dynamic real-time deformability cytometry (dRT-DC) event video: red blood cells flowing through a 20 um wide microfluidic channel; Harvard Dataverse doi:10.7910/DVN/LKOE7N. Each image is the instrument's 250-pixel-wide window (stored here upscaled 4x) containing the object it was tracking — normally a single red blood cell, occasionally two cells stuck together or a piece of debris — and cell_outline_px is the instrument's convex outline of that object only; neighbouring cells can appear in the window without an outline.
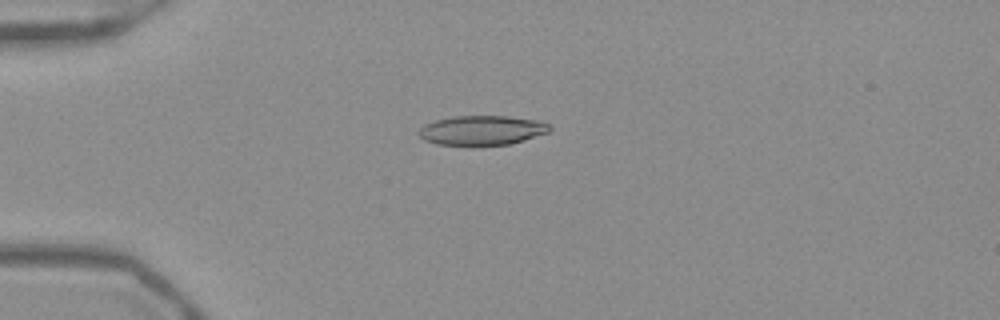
{"species": "Egyptian fruit bat (a non-hibernating species)", "species_latin": "Rousettus aegyptiacus", "temperature_condition": "warm", "stored_images_in_passage": 40, "camera_frame_rate_fps": 3000, "um_per_image_px": 0.085, "frame": {"image": 1, "passage_image": 2, "time_ms": 0.333, "image_size_px": [1000, 320], "cell_outline_px": [[552, 128], [548, 132], [524, 140], [508, 144], [436, 144], [424, 140], [416, 132], [424, 124], [436, 120], [452, 116], [508, 116], [544, 120], [552, 124]], "centroid_in_image_um": [41.01, 11.04], "position_along_channel_um": 44.0, "area_um2": 22.54}}
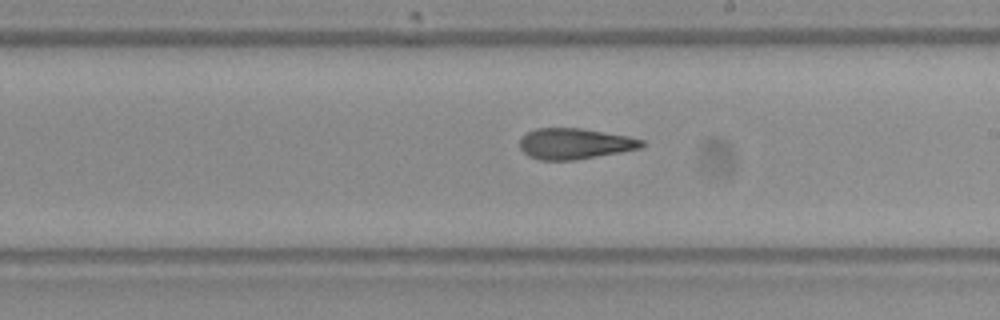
{"frame": {"image": 2, "passage_image": 19, "time_ms": 6.0, "image_size_px": [1000, 320], "cell_outline_px": [[644, 144], [640, 148], [620, 152], [576, 160], [540, 160], [528, 156], [520, 148], [520, 140], [528, 132], [536, 128], [580, 128], [628, 136], [644, 140]], "centroid_in_image_um": [48.85, 12.22], "position_along_channel_um": 240.2, "area_um2": 21.79}}
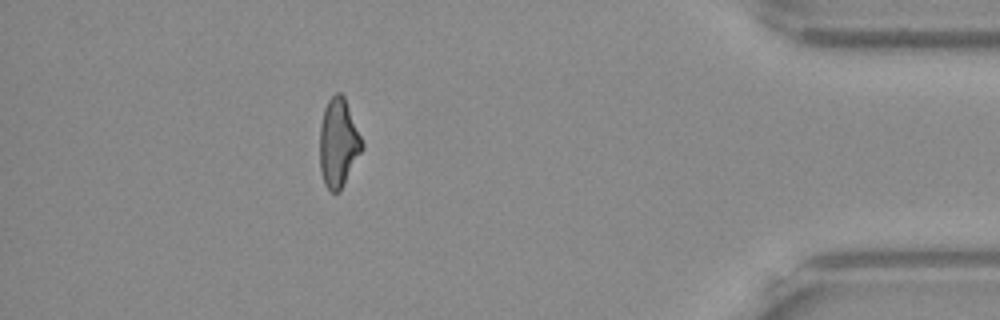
{"frame": {"image": 3, "passage_image": 35, "time_ms": 11.333, "image_size_px": [1000, 320], "cell_outline_px": [[364, 148], [340, 192], [332, 192], [324, 184], [320, 172], [320, 124], [324, 108], [328, 100], [336, 92], [340, 92], [344, 96], [364, 144]], "centroid_in_image_um": [28.76, 12.16], "position_along_channel_um": 406.4, "area_um2": 21.96}, "authors_computed_cell_mechanics": {"area_um2": 22.253, "velocity_mm_per_s": 3.936, "shape_relaxation_time_tau1_ms": null, "shape_relaxation_time_tau2_ms": 3.0455, "deformation_change_tau1": null, "deformation_change_tau2": 0.13}}